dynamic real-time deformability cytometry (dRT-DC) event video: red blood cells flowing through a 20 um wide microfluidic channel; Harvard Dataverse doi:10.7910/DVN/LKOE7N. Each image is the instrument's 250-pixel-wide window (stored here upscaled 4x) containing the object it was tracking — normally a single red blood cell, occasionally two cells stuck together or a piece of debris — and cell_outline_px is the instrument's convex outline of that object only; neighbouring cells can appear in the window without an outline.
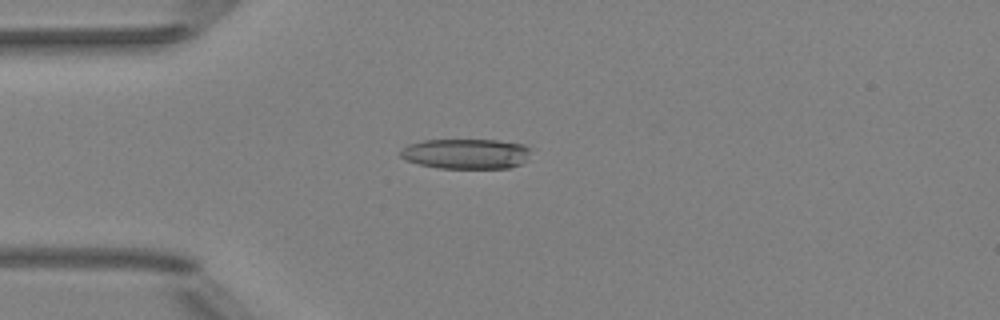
{"species": "Egyptian fruit bat (a non-hibernating species)", "species_latin": "Rousettus aegyptiacus", "temperature_condition": "room temperature", "stored_images_in_passage": 51, "camera_frame_rate_fps": 3000, "um_per_image_px": 0.085, "animal": {"sex": "female"}, "frame": {"image": 1, "passage_image": 13, "time_ms": 4.0, "image_size_px": [1000, 320], "cell_outline_px": [[536, 148], [528, 160], [512, 168], [436, 168], [404, 160], [400, 156], [400, 152], [408, 144], [424, 140], [500, 140], [524, 144]], "centroid_in_image_um": [39.72, 13.07], "position_along_channel_um": 45.3, "area_um2": 23.47}}
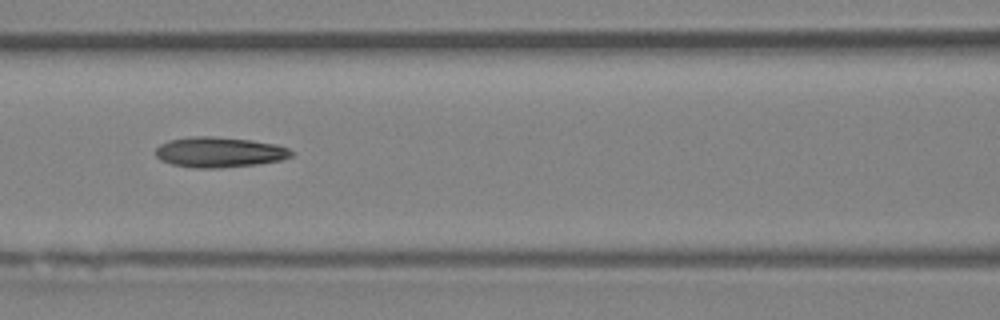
{"frame": {"image": 2, "passage_image": 22, "time_ms": 7.0, "image_size_px": [1000, 320], "cell_outline_px": [[296, 152], [292, 156], [280, 160], [256, 164], [220, 168], [192, 168], [172, 164], [160, 160], [156, 156], [156, 148], [160, 144], [168, 140], [192, 136], [212, 136], [252, 140], [276, 144], [288, 148]], "centroid_in_image_um": [18.64, 12.93], "position_along_channel_um": 148.0, "area_um2": 24.16}}
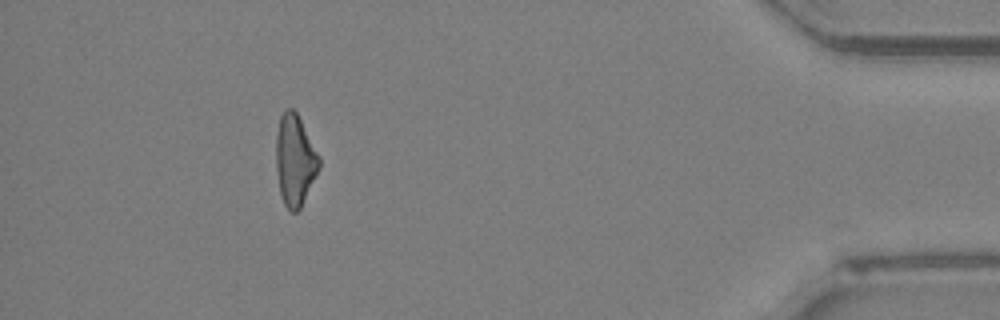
{"frame": {"image": 3, "passage_image": 46, "time_ms": 15.0, "image_size_px": [1000, 320], "cell_outline_px": [[320, 168], [300, 208], [296, 212], [292, 212], [284, 204], [280, 192], [276, 168], [276, 132], [280, 116], [284, 108], [292, 108], [296, 112], [320, 156]], "centroid_in_image_um": [25.06, 13.59], "position_along_channel_um": 410.1, "area_um2": 22.83}, "authors_computed_cell_mechanics": {"area_um2": 23.7558, "velocity_mm_per_s": 4.0245, "shape_relaxation_time_tau1_ms": 9.2084, "shape_relaxation_time_tau2_ms": 6.5342, "deformation_change_tau1": 0.2123, "deformation_change_tau2": 0.1775}}